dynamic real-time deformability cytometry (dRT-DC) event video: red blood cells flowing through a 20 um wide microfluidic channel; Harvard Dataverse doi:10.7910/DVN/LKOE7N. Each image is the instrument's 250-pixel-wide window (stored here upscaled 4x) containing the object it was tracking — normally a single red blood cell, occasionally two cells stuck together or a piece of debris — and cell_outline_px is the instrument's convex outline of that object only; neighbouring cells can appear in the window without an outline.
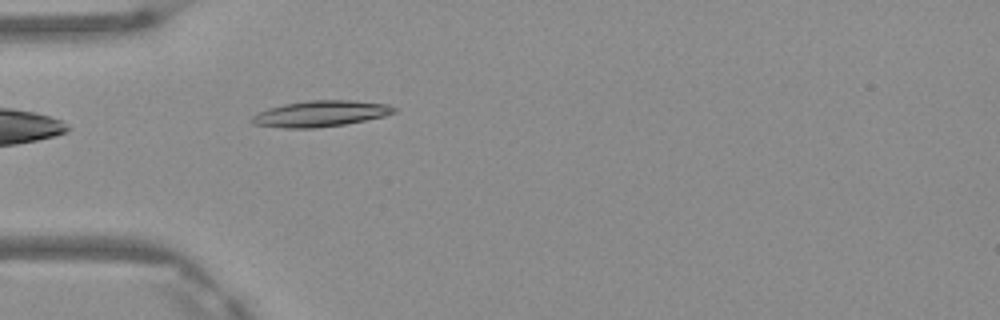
{"species": "Egyptian fruit bat (a non-hibernating species)", "species_latin": "Rousettus aegyptiacus", "temperature_condition": "warm", "stored_images_in_passage": 1, "camera_frame_rate_fps": 3000, "um_per_image_px": 0.085, "frame": {"image": 1, "passage_image": 1, "time_ms": 0.0, "image_size_px": [1000, 320], "cell_outline_px": [[396, 112], [384, 116], [344, 124], [316, 128], [284, 128], [252, 124], [252, 116], [256, 112], [268, 108], [284, 104], [308, 100], [352, 100], [388, 104], [396, 108]], "centroid_in_image_um": [27.22, 9.65], "position_along_channel_um": 57.8, "area_um2": 21.56}}